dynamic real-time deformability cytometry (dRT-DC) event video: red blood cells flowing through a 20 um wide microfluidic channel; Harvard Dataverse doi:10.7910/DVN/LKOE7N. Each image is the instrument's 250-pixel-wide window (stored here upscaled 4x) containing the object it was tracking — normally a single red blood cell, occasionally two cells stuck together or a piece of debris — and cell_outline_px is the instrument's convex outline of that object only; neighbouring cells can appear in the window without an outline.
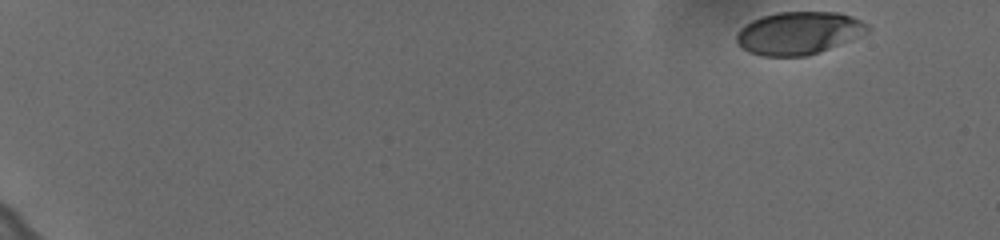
{"species": "human", "species_latin": "Homo sapiens", "temperature_condition": "cold", "stored_images_in_passage": 48, "camera_frame_rate_fps": 3000, "um_per_image_px": 0.085, "donor": {"sex": "female"}, "frame": {"image": 1, "passage_image": 1, "time_ms": 0.0, "image_size_px": [1000, 240], "cell_outline_px": [[872, 28], [868, 32], [852, 40], [820, 52], [808, 56], [760, 56], [748, 52], [736, 40], [736, 32], [744, 24], [760, 16], [776, 12], [840, 12], [852, 16], [868, 24]], "centroid_in_image_um": [67.9, 2.8], "position_along_channel_um": 17.1, "area_um2": 33.06}}
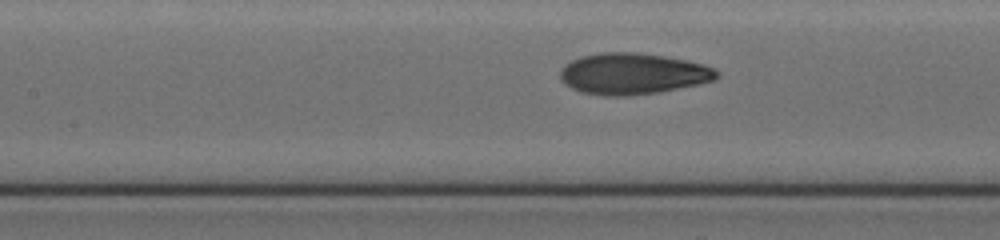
{"frame": {"image": 2, "passage_image": 27, "time_ms": 8.667, "image_size_px": [1000, 240], "cell_outline_px": [[720, 76], [716, 80], [700, 84], [660, 92], [628, 96], [604, 96], [580, 92], [564, 84], [560, 80], [560, 68], [564, 64], [580, 56], [600, 52], [636, 52], [664, 56], [688, 60], [704, 64], [716, 68], [720, 72]], "centroid_in_image_um": [53.81, 6.27], "position_along_channel_um": 153.6, "area_um2": 38.32}}
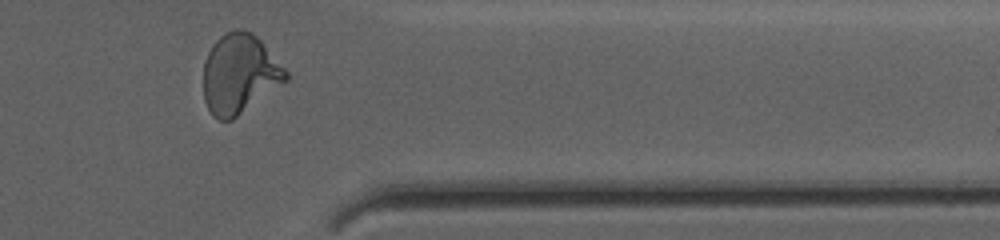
{"frame": {"image": 3, "passage_image": 47, "time_ms": 15.333, "image_size_px": [1000, 240], "cell_outline_px": [[288, 80], [232, 120], [220, 120], [212, 116], [204, 100], [204, 60], [212, 44], [220, 36], [236, 28], [252, 32], [260, 40], [288, 72]], "centroid_in_image_um": [20.34, 6.29], "position_along_channel_um": 391.1, "area_um2": 38.03}, "authors_computed_cell_mechanics": {"area_um2": 35.9805, "velocity_mm_per_s": 3.6319, "shape_relaxation_time_tau1_ms": 5.2581, "shape_relaxation_time_tau2_ms": 1.0322, "deformation_change_tau1": 0.1998, "deformation_change_tau2": 0.0697}}